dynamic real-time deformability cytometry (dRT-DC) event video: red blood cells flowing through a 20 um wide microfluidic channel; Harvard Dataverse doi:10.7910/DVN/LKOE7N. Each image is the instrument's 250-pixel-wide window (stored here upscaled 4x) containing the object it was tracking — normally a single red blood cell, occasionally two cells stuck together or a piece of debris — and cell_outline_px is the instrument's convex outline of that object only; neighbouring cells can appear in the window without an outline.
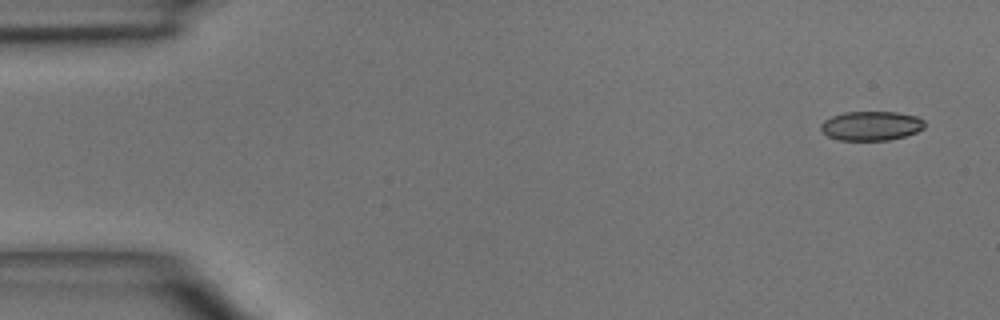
{"species": "common noctule bat (a hibernating species)", "species_latin": "Nyctalus noctula", "temperature_condition": "room temperature", "stored_images_in_passage": 5, "segment_of_instrument_passage": [2, 2], "camera_frame_rate_fps": 3000, "um_per_image_px": 0.085, "animal": {"sex": "male", "body_mass_g": 15.6}, "frame": {"image": 1, "passage_image": 5, "time_ms": 5.667, "image_size_px": [1000, 320], "cell_outline_px": [[924, 128], [916, 132], [904, 136], [888, 140], [840, 140], [828, 136], [820, 128], [820, 124], [824, 120], [832, 116], [844, 112], [896, 112], [916, 116], [924, 120]], "centroid_in_image_um": [74.04, 10.69], "position_along_channel_um": 11.0, "area_um2": 17.63}}